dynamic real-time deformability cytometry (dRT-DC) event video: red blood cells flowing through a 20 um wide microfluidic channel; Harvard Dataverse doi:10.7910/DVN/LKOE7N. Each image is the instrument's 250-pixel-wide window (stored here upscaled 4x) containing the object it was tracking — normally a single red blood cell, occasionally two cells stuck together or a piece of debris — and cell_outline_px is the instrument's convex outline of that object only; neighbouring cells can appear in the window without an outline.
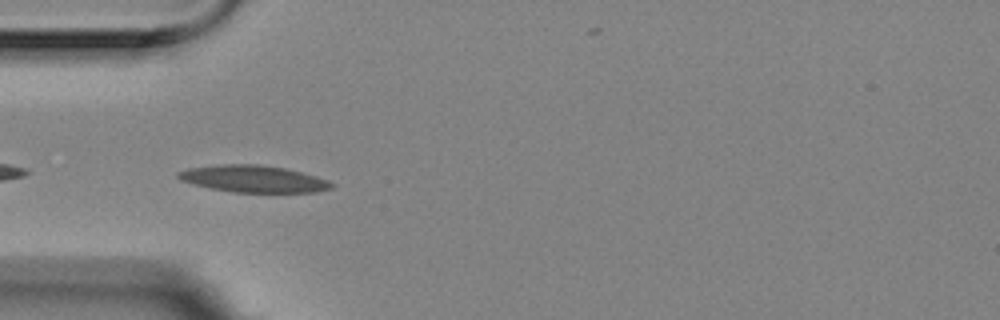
{"species": "Egyptian fruit bat (a non-hibernating species)", "species_latin": "Rousettus aegyptiacus", "temperature_condition": "room temperature", "stored_images_in_passage": 32, "camera_frame_rate_fps": 3000, "um_per_image_px": 0.085, "animal": {"sex": "female"}, "frame": {"image": 1, "passage_image": 2, "time_ms": 0.333, "image_size_px": [1000, 320], "cell_outline_px": [[336, 184], [332, 188], [316, 192], [232, 192], [208, 188], [192, 184], [180, 180], [176, 176], [176, 172], [188, 168], [220, 164], [260, 164], [284, 168], [300, 172], [328, 180]], "centroid_in_image_um": [21.5, 15.2], "position_along_channel_um": 63.5, "area_um2": 24.16}}
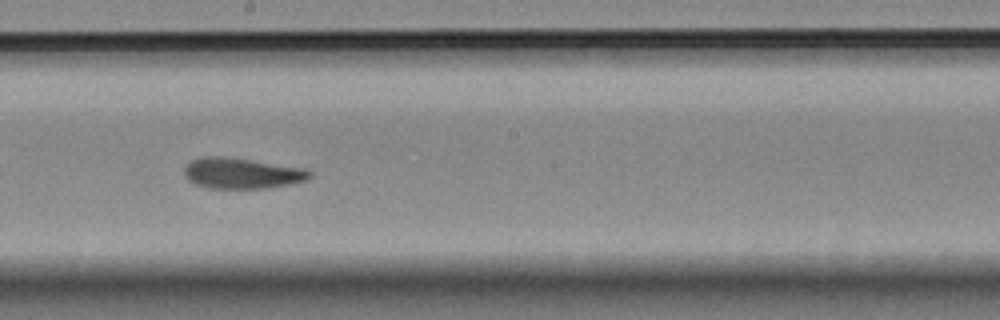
{"frame": {"image": 2, "passage_image": 16, "time_ms": 5.0, "image_size_px": [1000, 320], "cell_outline_px": [[312, 176], [308, 180], [268, 188], [208, 188], [196, 184], [188, 180], [184, 176], [184, 164], [200, 156], [224, 156], [308, 168], [312, 172]], "centroid_in_image_um": [20.56, 14.71], "position_along_channel_um": 227.6, "area_um2": 22.83}}
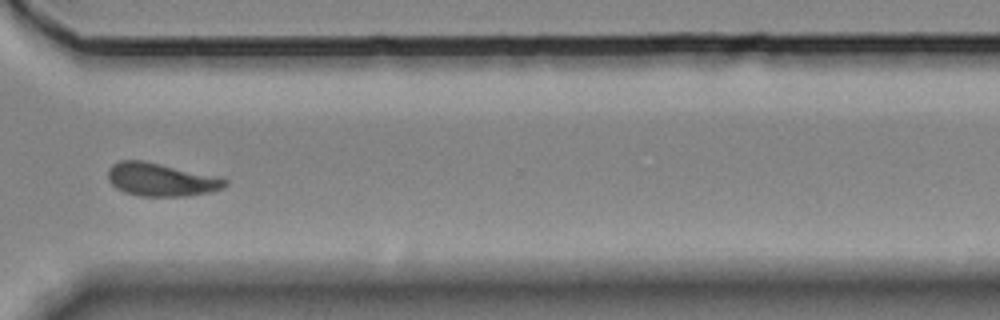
{"frame": {"image": 3, "passage_image": 27, "time_ms": 8.667, "image_size_px": [1000, 320], "cell_outline_px": [[228, 184], [224, 188], [208, 192], [188, 196], [140, 196], [124, 192], [116, 188], [108, 180], [108, 168], [112, 164], [120, 160], [144, 160], [224, 176], [228, 180]], "centroid_in_image_um": [13.75, 15.25], "position_along_channel_um": 356.9, "area_um2": 23.24}, "authors_computed_cell_mechanics": {"area_um2": 22.7154, "velocity_mm_per_s": 3.5227, "shape_relaxation_time_tau1_ms": 4.7663, "shape_relaxation_time_tau2_ms": 1.6574, "deformation_change_tau1": 0.167, "deformation_change_tau2": 0.0804}}